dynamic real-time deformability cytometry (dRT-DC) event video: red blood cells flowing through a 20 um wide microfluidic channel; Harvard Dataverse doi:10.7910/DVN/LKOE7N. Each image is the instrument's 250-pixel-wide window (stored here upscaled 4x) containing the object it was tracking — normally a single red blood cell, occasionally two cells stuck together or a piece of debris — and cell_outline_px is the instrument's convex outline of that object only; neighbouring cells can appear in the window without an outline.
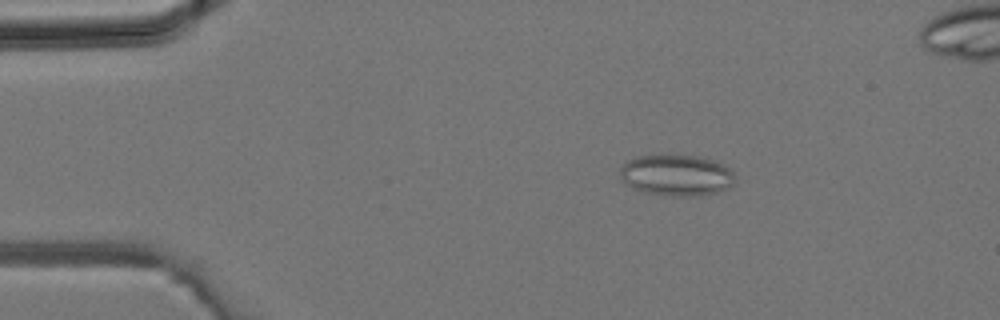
{"species": "common noctule bat (a hibernating species)", "species_latin": "Nyctalus noctula", "temperature_condition": "room temperature", "stored_images_in_passage": 4, "camera_frame_rate_fps": 3000, "um_per_image_px": 0.085, "animal": {"sex": "male", "body_mass_g": 19.2, "forearm_length_mm": 51.8}, "frame": {"image": 1, "passage_image": 2, "time_ms": 0.333, "image_size_px": [1000, 320], "cell_outline_px": [[736, 180], [732, 188], [700, 196], [664, 196], [644, 192], [632, 188], [624, 184], [620, 176], [620, 168], [628, 160], [636, 156], [660, 152], [696, 156], [716, 160], [728, 168], [732, 172]], "centroid_in_image_um": [57.48, 14.87], "position_along_channel_um": 27.5, "area_um2": 28.73}}